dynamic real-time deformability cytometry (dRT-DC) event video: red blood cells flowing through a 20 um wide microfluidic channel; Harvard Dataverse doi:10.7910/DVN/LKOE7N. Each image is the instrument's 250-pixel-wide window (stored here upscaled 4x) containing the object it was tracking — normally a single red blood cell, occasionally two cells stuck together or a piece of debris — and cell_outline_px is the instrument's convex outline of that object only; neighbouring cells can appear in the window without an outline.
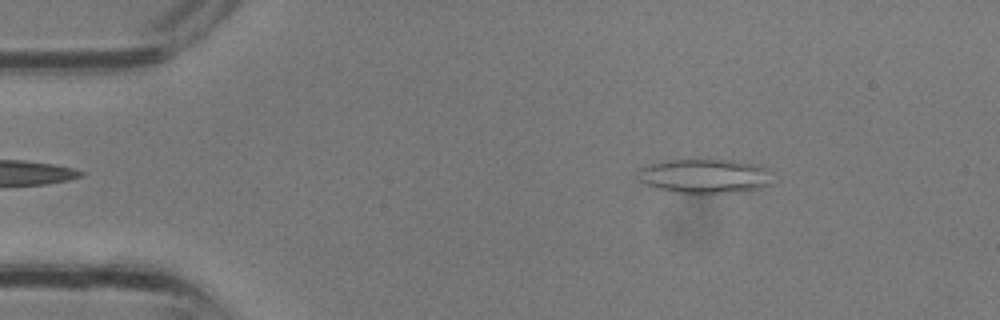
{"species": "common noctule bat (a hibernating species)", "species_latin": "Nyctalus noctula", "temperature_condition": "room temperature", "stored_images_in_passage": 28, "segment_of_instrument_passage": [1, 2], "camera_frame_rate_fps": 3000, "um_per_image_px": 0.085, "animal": {"sex": "male", "body_mass_g": 13.3}, "frame": {"image": 1, "passage_image": 1, "time_ms": 0.0, "image_size_px": [1000, 320], "cell_outline_px": [[772, 184], [760, 188], [736, 192], [704, 196], [676, 192], [660, 188], [648, 184], [640, 180], [640, 168], [652, 164], [668, 160], [732, 160], [764, 168]], "centroid_in_image_um": [59.9, 15.01], "position_along_channel_um": 25.1, "area_um2": 26.59}}
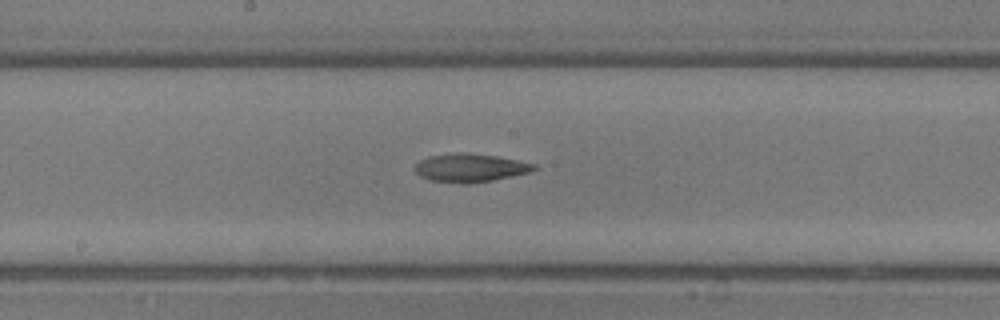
{"frame": {"image": 2, "passage_image": 13, "time_ms": 4.0, "image_size_px": [1000, 320], "cell_outline_px": [[536, 168], [532, 172], [492, 180], [468, 184], [460, 184], [428, 180], [420, 176], [412, 168], [420, 160], [428, 156], [456, 152], [496, 156], [536, 164]], "centroid_in_image_um": [39.92, 14.28], "position_along_channel_um": 208.3, "area_um2": 19.77}}
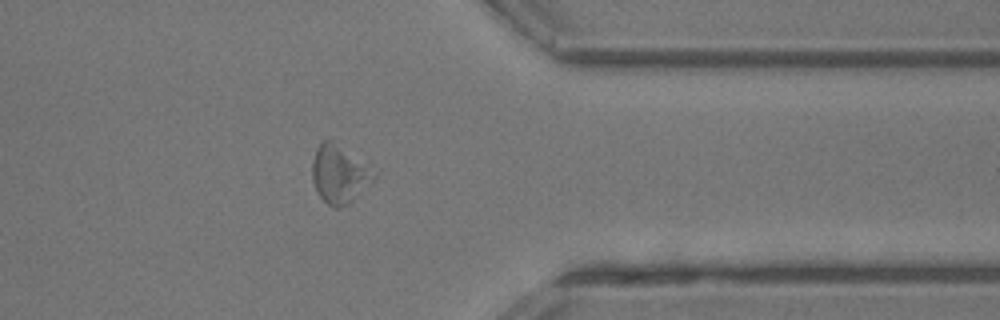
{"frame": {"image": 3, "passage_image": 22, "time_ms": 7.0, "image_size_px": [1000, 320], "cell_outline_px": [[380, 172], [348, 204], [336, 208], [328, 204], [316, 192], [312, 180], [312, 160], [316, 148], [320, 140], [332, 140]], "centroid_in_image_um": [28.83, 14.77], "position_along_channel_um": 382.6, "area_um2": 20.92}}